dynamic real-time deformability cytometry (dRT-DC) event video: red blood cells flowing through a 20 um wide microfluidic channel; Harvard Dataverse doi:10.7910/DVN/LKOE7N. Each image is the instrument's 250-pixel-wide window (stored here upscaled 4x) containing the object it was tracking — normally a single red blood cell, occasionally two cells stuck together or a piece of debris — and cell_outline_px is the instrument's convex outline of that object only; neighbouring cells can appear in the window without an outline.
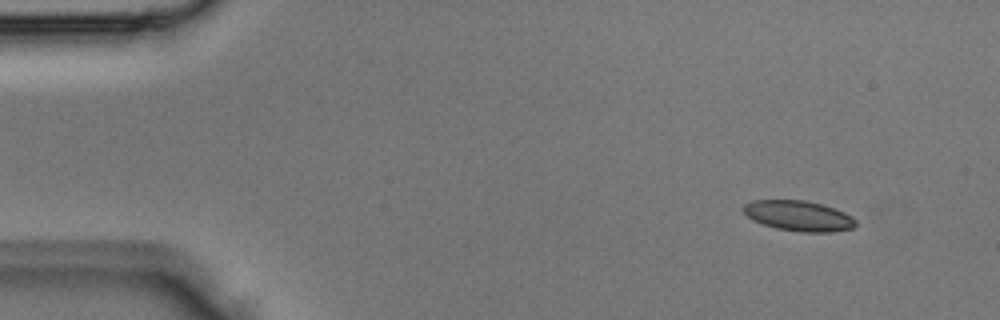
{"species": "Egyptian fruit bat (a non-hibernating species)", "species_latin": "Rousettus aegyptiacus", "temperature_condition": "room temperature", "stored_images_in_passage": 3, "camera_frame_rate_fps": 3000, "um_per_image_px": 0.085, "animal": {"sex": "male"}, "frame": {"image": 1, "passage_image": 1, "time_ms": 0.0, "image_size_px": [1000, 320], "cell_outline_px": [[856, 224], [852, 228], [832, 232], [804, 232], [776, 228], [752, 220], [740, 208], [744, 204], [752, 200], [804, 200], [820, 204], [844, 212], [852, 216], [856, 220]], "centroid_in_image_um": [67.86, 18.34], "position_along_channel_um": 17.1, "area_um2": 19.77}}
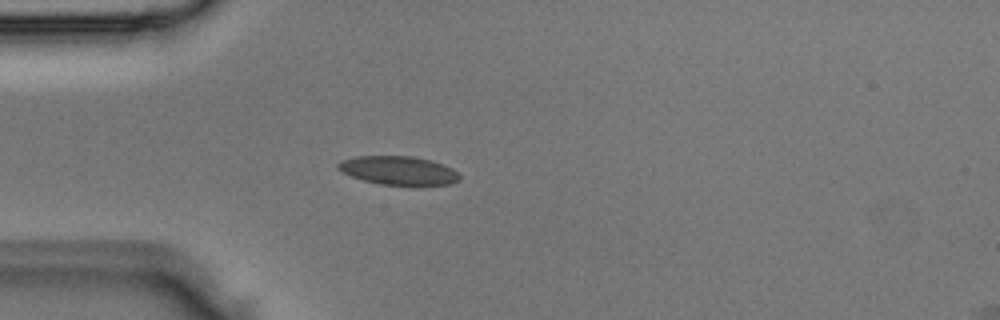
{"frame": {"image": 2, "passage_image": 3, "time_ms": 0.667, "image_size_px": [1000, 320], "cell_outline_px": [[460, 180], [448, 184], [380, 184], [364, 180], [340, 172], [336, 168], [336, 164], [340, 160], [356, 156], [412, 156], [432, 160], [452, 168], [460, 176]], "centroid_in_image_um": [33.81, 14.47], "position_along_channel_um": 51.2, "area_um2": 20.11}}